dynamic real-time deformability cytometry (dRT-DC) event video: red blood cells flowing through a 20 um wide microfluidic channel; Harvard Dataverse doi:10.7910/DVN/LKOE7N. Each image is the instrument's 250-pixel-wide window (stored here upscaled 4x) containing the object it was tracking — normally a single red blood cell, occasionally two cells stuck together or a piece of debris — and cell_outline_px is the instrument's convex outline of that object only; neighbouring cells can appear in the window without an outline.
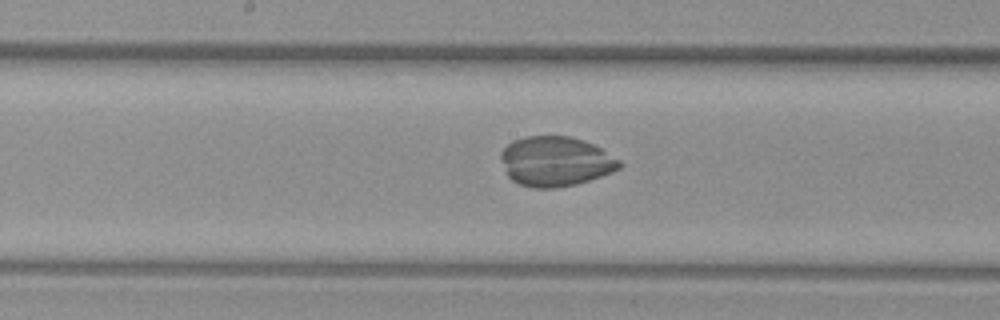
{"species": "common noctule bat (a hibernating species)", "species_latin": "Nyctalus noctula", "temperature_condition": "warm", "stored_images_in_passage": 51, "camera_frame_rate_fps": 3000, "um_per_image_px": 0.085, "animal": {"sex": "female", "body_mass_g": 29.2, "forearm_length_mm": 56.3}, "frame": {"image": 1, "passage_image": 27, "time_ms": 8.667, "image_size_px": [1000, 320], "cell_outline_px": [[620, 168], [612, 172], [576, 184], [556, 188], [532, 188], [520, 184], [512, 180], [508, 176], [500, 156], [500, 152], [512, 140], [524, 136], [572, 136], [592, 144], [600, 148], [620, 160]], "centroid_in_image_um": [47.19, 13.71], "position_along_channel_um": 201.0, "area_um2": 34.28}}
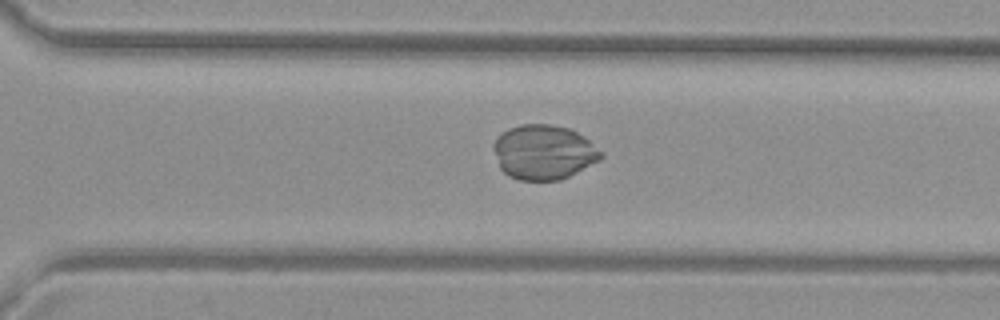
{"frame": {"image": 2, "passage_image": 36, "time_ms": 11.667, "image_size_px": [1000, 320], "cell_outline_px": [[604, 156], [600, 160], [560, 180], [516, 180], [508, 176], [500, 168], [492, 148], [492, 144], [496, 136], [500, 132], [508, 128], [520, 124], [552, 124], [568, 128], [584, 136], [604, 152]], "centroid_in_image_um": [46.19, 12.92], "position_along_channel_um": 324.4, "area_um2": 34.62}}
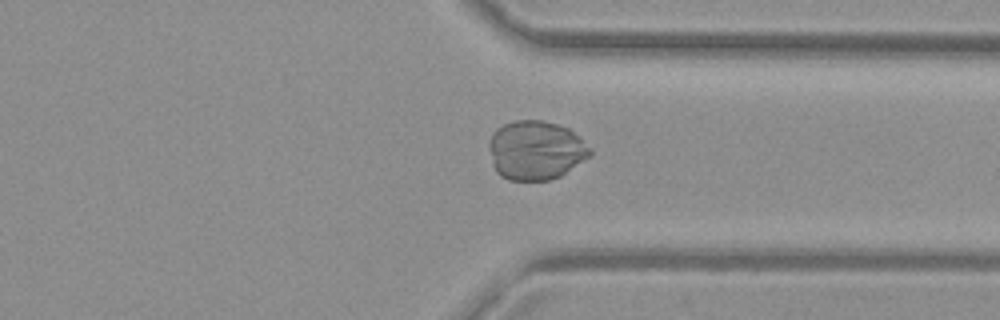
{"frame": {"image": 3, "passage_image": 39, "time_ms": 12.667, "image_size_px": [1000, 320], "cell_outline_px": [[592, 156], [560, 176], [548, 180], [508, 180], [500, 176], [496, 172], [492, 164], [488, 148], [488, 140], [492, 132], [496, 128], [504, 124], [516, 120], [544, 120], [568, 128], [580, 136], [592, 152]], "centroid_in_image_um": [45.51, 12.77], "position_along_channel_um": 365.9, "area_um2": 35.26}}